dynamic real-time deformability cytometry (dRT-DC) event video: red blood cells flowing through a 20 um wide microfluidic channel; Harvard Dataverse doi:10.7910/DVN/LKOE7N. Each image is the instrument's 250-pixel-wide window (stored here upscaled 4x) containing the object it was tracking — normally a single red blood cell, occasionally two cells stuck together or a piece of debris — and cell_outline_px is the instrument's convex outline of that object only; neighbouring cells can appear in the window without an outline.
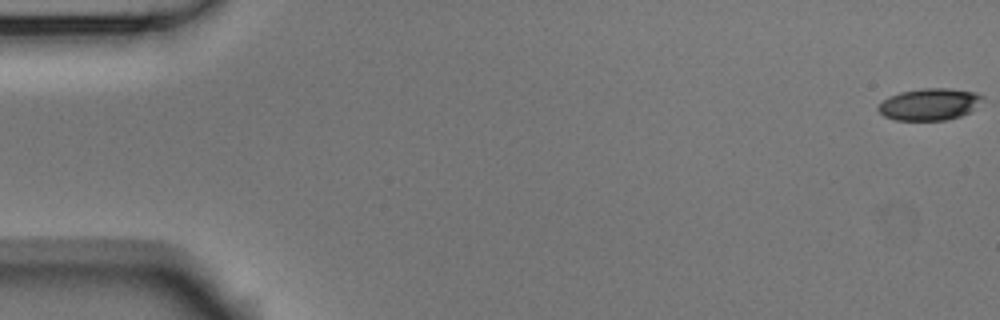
{"species": "Egyptian fruit bat (a non-hibernating species)", "species_latin": "Rousettus aegyptiacus", "temperature_condition": "room temperature", "stored_images_in_passage": 55, "camera_frame_rate_fps": 3000, "um_per_image_px": 0.085, "animal": {"sex": "male"}, "frame": {"image": 1, "passage_image": 1, "time_ms": 0.0, "image_size_px": [1000, 320], "cell_outline_px": [[984, 96], [968, 112], [960, 116], [944, 120], [896, 120], [884, 116], [876, 108], [888, 96], [900, 92], [920, 88], [952, 88], [976, 92]], "centroid_in_image_um": [78.96, 8.85], "position_along_channel_um": 6.0, "area_um2": 19.19}}
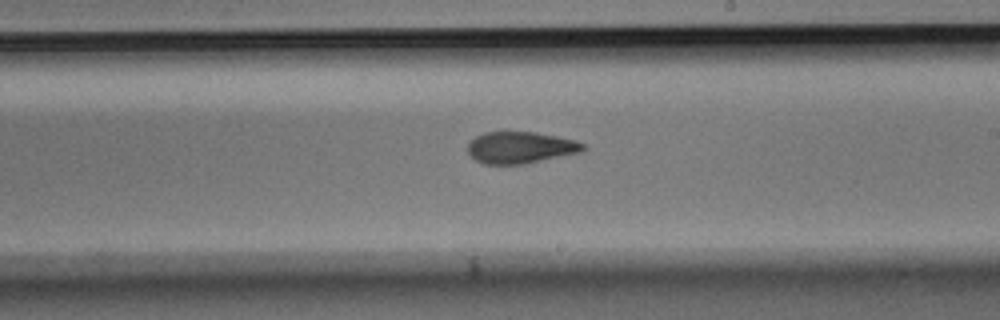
{"frame": {"image": 2, "passage_image": 32, "time_ms": 10.333, "image_size_px": [1000, 320], "cell_outline_px": [[588, 148], [580, 152], [524, 164], [484, 164], [476, 160], [468, 152], [468, 144], [476, 136], [484, 132], [536, 132], [576, 140], [584, 144]], "centroid_in_image_um": [44.25, 12.54], "position_along_channel_um": 244.7, "area_um2": 21.21}}
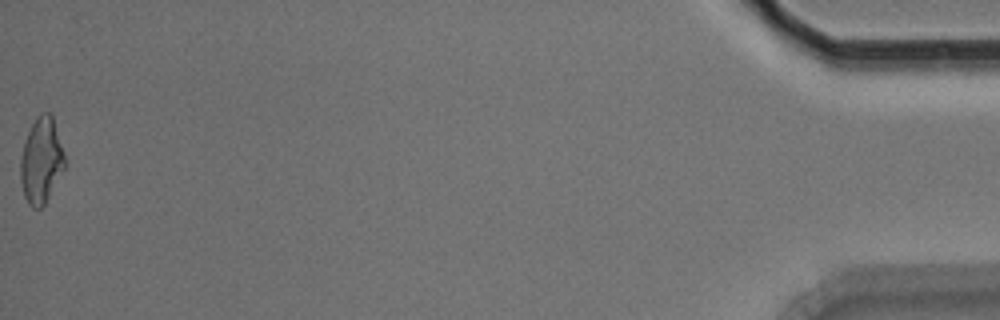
{"frame": {"image": 3, "passage_image": 55, "time_ms": 18.0, "image_size_px": [1000, 320], "cell_outline_px": [[64, 168], [44, 204], [40, 208], [32, 208], [28, 204], [24, 196], [20, 180], [20, 160], [24, 144], [28, 132], [36, 116], [40, 112], [48, 112], [52, 116], [64, 152]], "centroid_in_image_um": [3.49, 13.64], "position_along_channel_um": 431.7, "area_um2": 21.79}, "authors_computed_cell_mechanics": {"area_um2": 21.675, "velocity_mm_per_s": 3.7284, "shape_relaxation_time_tau1_ms": 5.3077, "shape_relaxation_time_tau2_ms": 2.6547, "deformation_change_tau1": 0.1527, "deformation_change_tau2": 0.1012}}